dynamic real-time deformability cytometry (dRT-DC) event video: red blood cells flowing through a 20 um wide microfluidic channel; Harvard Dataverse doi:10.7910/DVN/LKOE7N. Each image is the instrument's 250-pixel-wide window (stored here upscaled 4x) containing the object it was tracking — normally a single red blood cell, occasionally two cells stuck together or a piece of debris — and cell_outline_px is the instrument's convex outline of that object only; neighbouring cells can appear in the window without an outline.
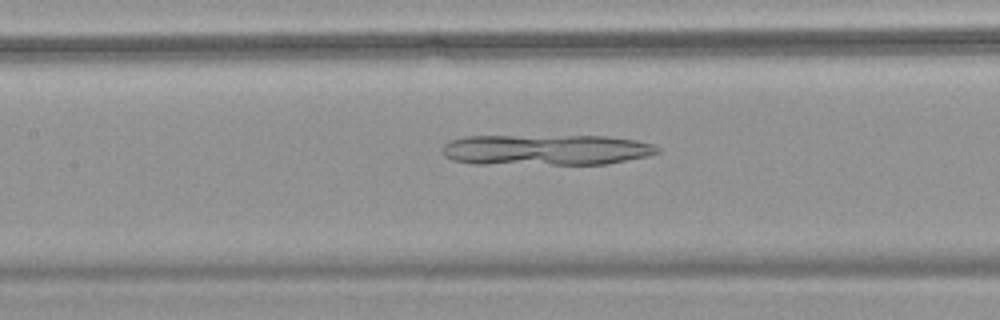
{"species": "common noctule bat (a hibernating species)", "species_latin": "Nyctalus noctula", "temperature_condition": "warm", "stored_images_in_passage": 42, "camera_frame_rate_fps": 3000, "um_per_image_px": 0.085, "animal": {"sex": "female", "body_mass_g": 18.4}, "frame": {"image": 1, "passage_image": 14, "time_ms": 4.333, "image_size_px": [1000, 320], "cell_outline_px": [[660, 152], [648, 156], [608, 164], [476, 164], [452, 160], [444, 156], [440, 148], [448, 140], [464, 136], [604, 136], [636, 140], [652, 144], [660, 148]], "centroid_in_image_um": [46.37, 12.74], "position_along_channel_um": 161.0, "area_um2": 39.02}}
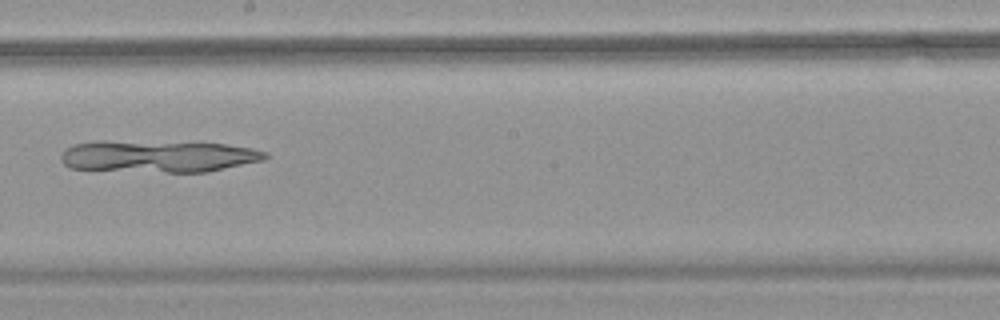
{"frame": {"image": 2, "passage_image": 20, "time_ms": 6.333, "image_size_px": [1000, 320], "cell_outline_px": [[268, 156], [264, 160], [208, 172], [168, 172], [72, 168], [64, 164], [60, 160], [60, 156], [64, 148], [72, 144], [96, 140], [104, 140], [224, 144], [252, 148], [268, 152]], "centroid_in_image_um": [13.42, 13.27], "position_along_channel_um": 234.8, "area_um2": 38.09}}
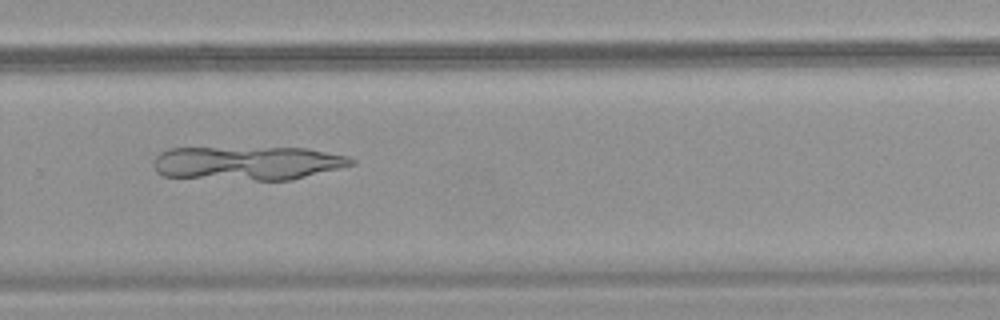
{"frame": {"image": 3, "passage_image": 26, "time_ms": 8.333, "image_size_px": [1000, 320], "cell_outline_px": [[356, 164], [292, 180], [256, 180], [164, 176], [156, 172], [152, 164], [156, 156], [160, 152], [168, 148], [304, 148], [348, 156], [356, 160]], "centroid_in_image_um": [21.05, 13.86], "position_along_channel_um": 308.8, "area_um2": 38.96}}